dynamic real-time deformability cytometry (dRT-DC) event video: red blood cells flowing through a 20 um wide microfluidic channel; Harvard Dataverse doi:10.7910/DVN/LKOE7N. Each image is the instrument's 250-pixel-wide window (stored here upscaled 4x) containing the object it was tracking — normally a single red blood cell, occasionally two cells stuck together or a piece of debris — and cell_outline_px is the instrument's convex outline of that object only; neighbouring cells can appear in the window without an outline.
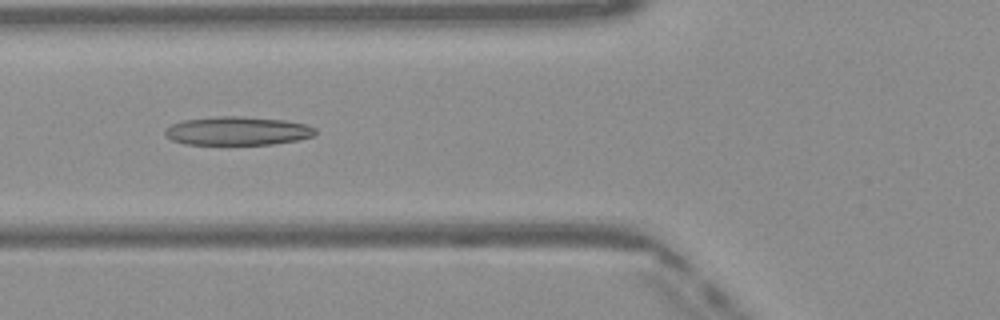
{"species": "Egyptian fruit bat (a non-hibernating species)", "species_latin": "Rousettus aegyptiacus", "temperature_condition": "warm", "stored_images_in_passage": 46, "camera_frame_rate_fps": 3000, "um_per_image_px": 0.085, "frame": {"image": 1, "passage_image": 16, "time_ms": 5.0, "image_size_px": [1000, 320], "cell_outline_px": [[316, 132], [312, 136], [296, 140], [272, 144], [184, 144], [172, 140], [164, 136], [164, 132], [172, 124], [184, 120], [216, 116], [240, 116], [284, 120], [304, 124], [316, 128]], "centroid_in_image_um": [20.16, 11.12], "position_along_channel_um": 105.6, "area_um2": 24.85}}
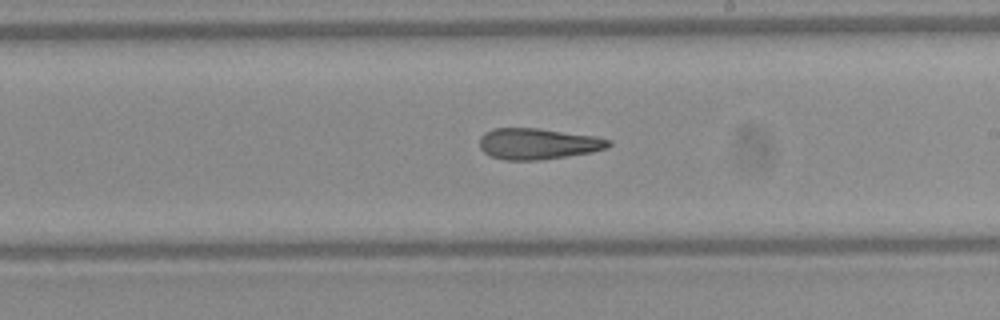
{"frame": {"image": 2, "passage_image": 26, "time_ms": 8.333, "image_size_px": [1000, 320], "cell_outline_px": [[612, 144], [608, 148], [592, 152], [536, 160], [504, 160], [492, 156], [484, 152], [480, 148], [480, 136], [484, 132], [492, 128], [536, 128], [596, 136], [612, 140]], "centroid_in_image_um": [45.73, 12.21], "position_along_channel_um": 243.3, "area_um2": 23.35}}
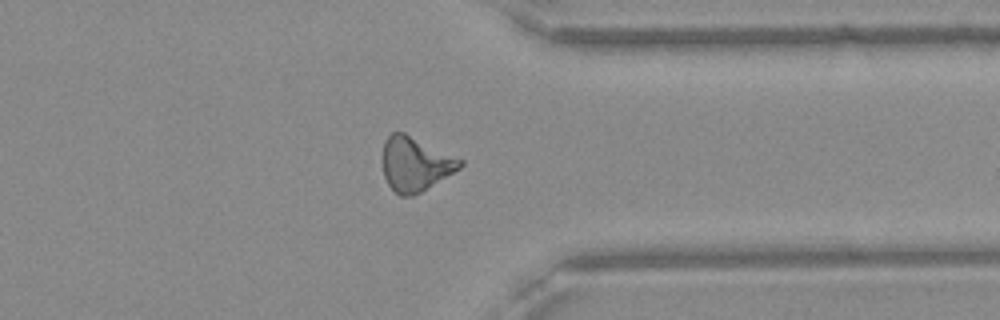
{"frame": {"image": 3, "passage_image": 36, "time_ms": 11.667, "image_size_px": [1000, 320], "cell_outline_px": [[464, 164], [460, 168], [420, 192], [412, 196], [400, 196], [388, 184], [384, 176], [380, 160], [380, 156], [384, 140], [392, 132], [404, 132], [464, 160]], "centroid_in_image_um": [35.24, 13.92], "position_along_channel_um": 376.2, "area_um2": 24.68}, "authors_computed_cell_mechanics": {"area_um2": 24.5361, "velocity_mm_per_s": 4.1153, "shape_relaxation_time_tau1_ms": null, "shape_relaxation_time_tau2_ms": 3.875, "deformation_change_tau1": null, "deformation_change_tau2": 0.1451}}